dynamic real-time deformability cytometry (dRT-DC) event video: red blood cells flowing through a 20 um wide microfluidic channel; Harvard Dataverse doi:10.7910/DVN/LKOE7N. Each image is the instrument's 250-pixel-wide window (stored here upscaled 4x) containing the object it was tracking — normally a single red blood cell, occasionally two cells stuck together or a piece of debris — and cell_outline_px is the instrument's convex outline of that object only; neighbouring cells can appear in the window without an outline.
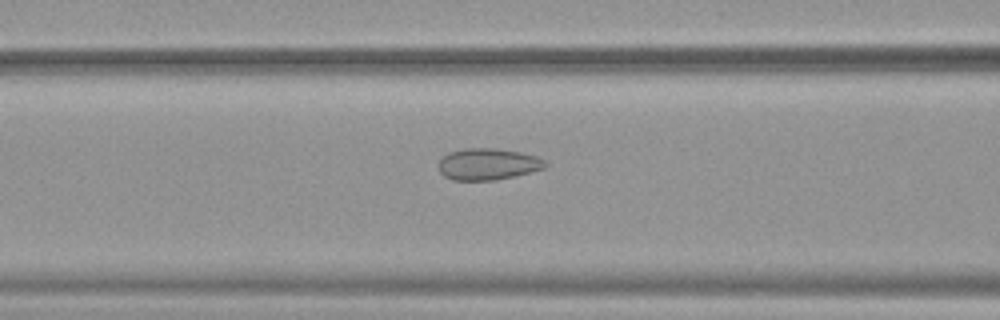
{"species": "common noctule bat (a hibernating species)", "species_latin": "Nyctalus noctula", "temperature_condition": "warm", "stored_images_in_passage": 33, "camera_frame_rate_fps": 3000, "um_per_image_px": 0.085, "animal": {"sex": "female", "body_mass_g": 19.9}, "frame": {"image": 1, "passage_image": 8, "time_ms": 2.333, "image_size_px": [1000, 320], "cell_outline_px": [[548, 164], [544, 168], [516, 176], [496, 180], [452, 180], [444, 176], [440, 172], [436, 164], [448, 152], [464, 148], [496, 148], [520, 152], [536, 156], [544, 160]], "centroid_in_image_um": [41.44, 13.95], "position_along_channel_um": 125.2, "area_um2": 19.83}}
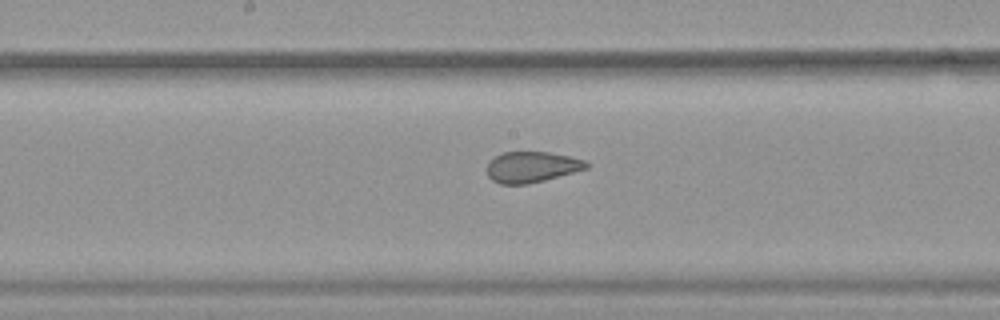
{"frame": {"image": 2, "passage_image": 14, "time_ms": 4.333, "image_size_px": [1000, 320], "cell_outline_px": [[588, 168], [544, 180], [528, 184], [500, 184], [492, 180], [488, 176], [488, 160], [504, 152], [548, 152], [568, 156], [584, 160], [588, 164]], "centroid_in_image_um": [45.17, 14.19], "position_along_channel_um": 203.0, "area_um2": 17.69}}
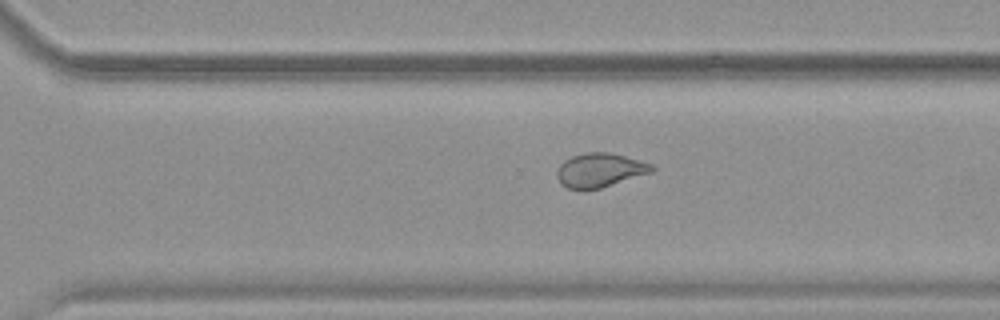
{"frame": {"image": 3, "passage_image": 23, "time_ms": 7.333, "image_size_px": [1000, 320], "cell_outline_px": [[656, 168], [652, 172], [600, 188], [584, 192], [568, 188], [560, 184], [556, 176], [556, 168], [564, 160], [572, 156], [588, 152], [612, 152], [652, 164]], "centroid_in_image_um": [50.94, 14.48], "position_along_channel_um": 319.7, "area_um2": 19.19}, "authors_computed_cell_mechanics": {"area_um2": 18.6694, "velocity_mm_per_s": 3.901, "shape_relaxation_time_tau1_ms": null, "shape_relaxation_time_tau2_ms": 1.0514, "deformation_change_tau1": null, "deformation_change_tau2": 0.0817}}